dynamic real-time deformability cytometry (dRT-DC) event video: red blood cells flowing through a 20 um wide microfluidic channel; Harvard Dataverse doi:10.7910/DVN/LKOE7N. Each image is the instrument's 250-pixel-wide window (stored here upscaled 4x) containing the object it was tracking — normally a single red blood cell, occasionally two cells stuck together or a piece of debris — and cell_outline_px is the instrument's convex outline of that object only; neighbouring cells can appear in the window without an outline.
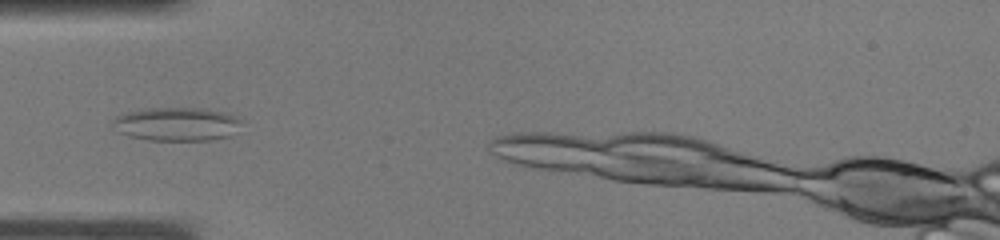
{"species": "common noctule bat (a hibernating species)", "species_latin": "Nyctalus noctula", "temperature_condition": "warm", "stored_images_in_passage": 11, "camera_frame_rate_fps": 3000, "um_per_image_px": 0.085, "animal": {"sex": "male", "body_mass_g": 19.0, "forearm_length_mm": 50.8}, "frame": {"image": 1, "passage_image": 4, "time_ms": 1.0, "image_size_px": [1000, 240], "cell_outline_px": [[244, 120], [232, 136], [212, 140], [148, 140], [128, 136], [116, 132], [112, 124], [112, 120], [116, 116], [128, 112], [144, 108], [208, 108], [228, 112]], "centroid_in_image_um": [15.06, 10.54], "position_along_channel_um": 69.9, "area_um2": 25.78}}
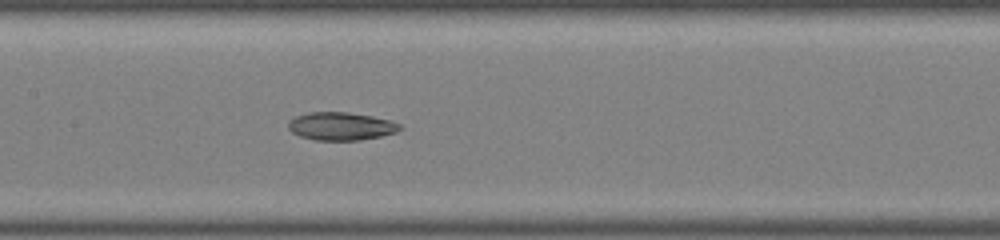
{"frame": {"image": 2, "passage_image": 10, "time_ms": 3.0, "image_size_px": [1000, 240], "cell_outline_px": [[404, 128], [396, 132], [380, 136], [360, 140], [316, 140], [300, 136], [292, 132], [288, 128], [288, 120], [296, 116], [308, 112], [348, 112], [372, 116], [388, 120], [400, 124]], "centroid_in_image_um": [28.97, 10.72], "position_along_channel_um": 178.4, "area_um2": 18.21}}